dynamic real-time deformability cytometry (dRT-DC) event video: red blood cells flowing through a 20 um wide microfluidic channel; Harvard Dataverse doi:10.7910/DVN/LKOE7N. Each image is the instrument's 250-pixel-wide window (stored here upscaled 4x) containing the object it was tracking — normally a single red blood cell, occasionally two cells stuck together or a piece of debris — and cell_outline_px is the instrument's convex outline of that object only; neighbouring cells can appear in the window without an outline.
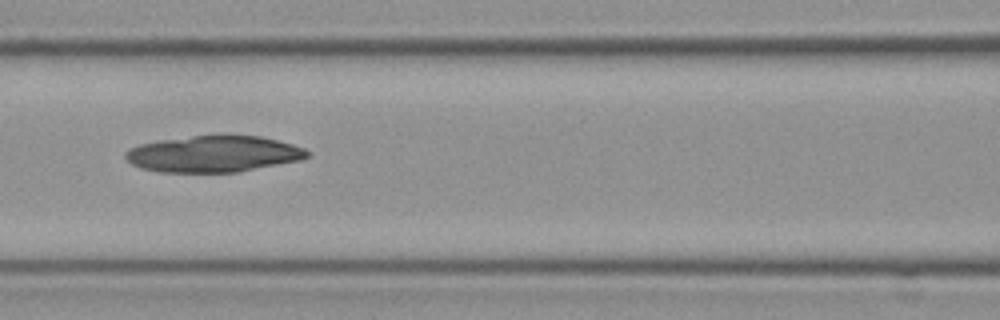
{"species": "Egyptian fruit bat (a non-hibernating species)", "species_latin": "Rousettus aegyptiacus", "temperature_condition": "cold", "stored_images_in_passage": 4, "camera_frame_rate_fps": 3000, "um_per_image_px": 0.085, "frame": {"image": 1, "passage_image": 3, "time_ms": 0.667, "image_size_px": [1000, 320], "cell_outline_px": [[308, 156], [300, 160], [236, 172], [160, 172], [140, 168], [132, 164], [124, 156], [124, 152], [128, 148], [140, 144], [160, 140], [192, 136], [260, 136], [292, 144], [304, 148], [308, 152]], "centroid_in_image_um": [18.1, 13.09], "position_along_channel_um": 148.5, "area_um2": 38.15}}